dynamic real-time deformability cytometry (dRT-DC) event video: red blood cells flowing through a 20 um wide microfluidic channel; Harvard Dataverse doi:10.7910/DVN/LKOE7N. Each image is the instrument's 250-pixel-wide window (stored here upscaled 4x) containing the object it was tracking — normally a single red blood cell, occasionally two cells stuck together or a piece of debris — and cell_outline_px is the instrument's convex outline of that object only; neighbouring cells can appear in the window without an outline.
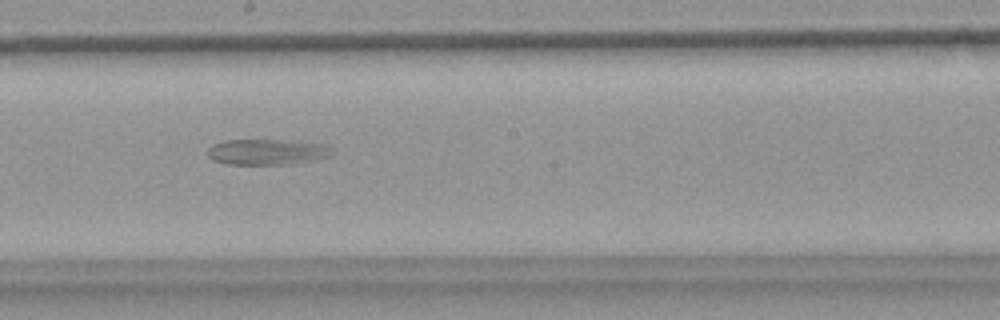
{"species": "common noctule bat (a hibernating species)", "species_latin": "Nyctalus noctula", "temperature_condition": "warm", "stored_images_in_passage": 47, "segment_of_instrument_passage": [2, 3], "camera_frame_rate_fps": 3000, "um_per_image_px": 0.085, "animal": {"sex": "female", "body_mass_g": 18.4}, "frame": {"image": 1, "passage_image": 23, "time_ms": 7.333, "image_size_px": [1000, 320], "cell_outline_px": [[332, 156], [292, 164], [228, 164], [212, 160], [208, 156], [208, 148], [212, 144], [228, 140], [276, 140], [320, 144], [332, 148]], "centroid_in_image_um": [22.66, 12.92], "position_along_channel_um": 225.5, "area_um2": 18.38}}
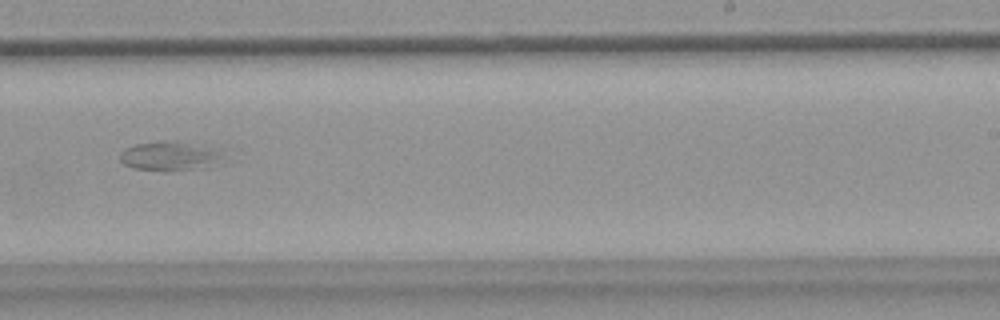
{"frame": {"image": 2, "passage_image": 27, "time_ms": 8.667, "image_size_px": [1000, 320], "cell_outline_px": [[228, 160], [224, 164], [208, 168], [168, 172], [132, 168], [124, 164], [120, 160], [120, 152], [124, 148], [136, 144], [160, 140], [176, 140], [212, 152]], "centroid_in_image_um": [14.37, 13.32], "position_along_channel_um": 274.6, "area_um2": 17.69}}
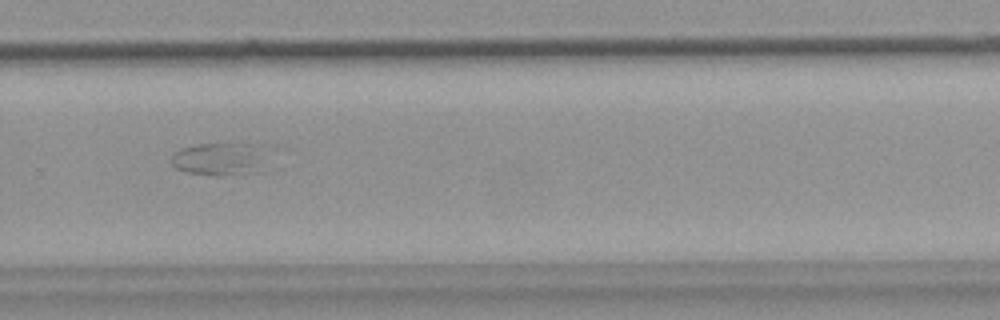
{"frame": {"image": 3, "passage_image": 30, "time_ms": 9.667, "image_size_px": [1000, 320], "cell_outline_px": [[260, 172], [224, 176], [216, 176], [188, 172], [176, 168], [172, 164], [172, 156], [180, 148], [196, 144], [244, 144]], "centroid_in_image_um": [18.28, 13.58], "position_along_channel_um": 311.5, "area_um2": 16.3}}